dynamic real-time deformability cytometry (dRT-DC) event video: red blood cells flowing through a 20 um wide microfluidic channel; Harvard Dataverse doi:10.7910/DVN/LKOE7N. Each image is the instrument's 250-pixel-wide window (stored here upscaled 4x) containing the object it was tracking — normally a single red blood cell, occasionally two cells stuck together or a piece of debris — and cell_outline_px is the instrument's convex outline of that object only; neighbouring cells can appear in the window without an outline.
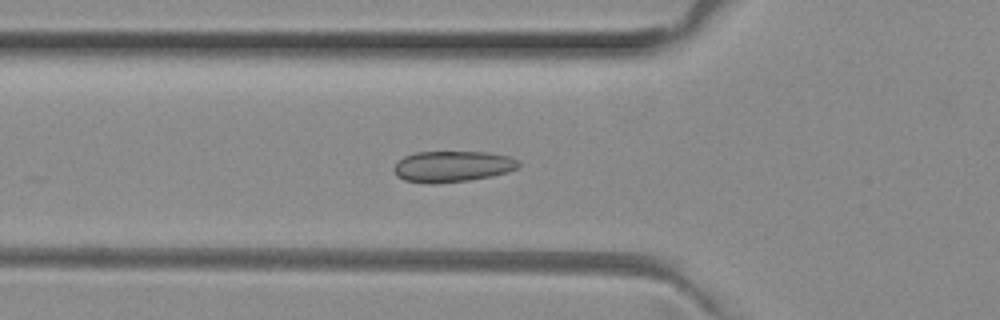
{"species": "common noctule bat (a hibernating species)", "species_latin": "Nyctalus noctula", "temperature_condition": "room temperature", "stored_images_in_passage": 41, "camera_frame_rate_fps": 3000, "um_per_image_px": 0.085, "animal": {"sex": "female", "body_mass_g": 29.2, "forearm_length_mm": 56.3}, "frame": {"image": 1, "passage_image": 6, "time_ms": 1.667, "image_size_px": [1000, 320], "cell_outline_px": [[520, 168], [508, 172], [492, 176], [468, 180], [436, 184], [428, 184], [404, 180], [396, 176], [392, 168], [404, 156], [416, 152], [488, 152], [508, 156], [520, 160]], "centroid_in_image_um": [38.47, 14.15], "position_along_channel_um": 87.3, "area_um2": 22.83}}
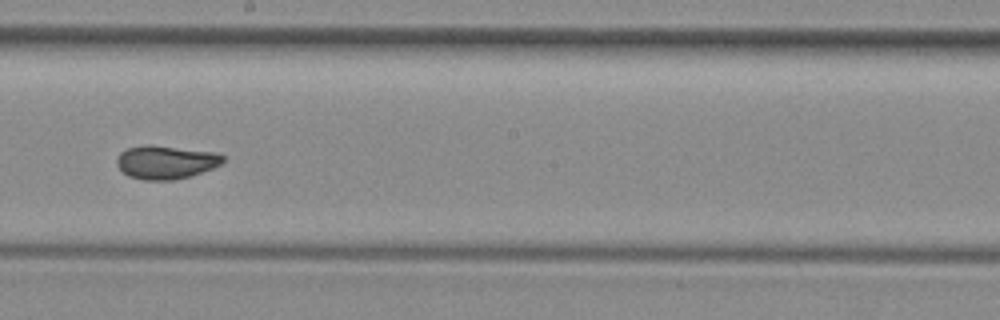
{"frame": {"image": 2, "passage_image": 17, "time_ms": 5.333, "image_size_px": [1000, 320], "cell_outline_px": [[224, 160], [220, 164], [212, 168], [192, 176], [172, 180], [144, 180], [128, 176], [116, 164], [116, 160], [120, 152], [128, 148], [148, 144], [220, 152], [224, 156]], "centroid_in_image_um": [14.12, 13.77], "position_along_channel_um": 234.1, "area_um2": 20.87}}
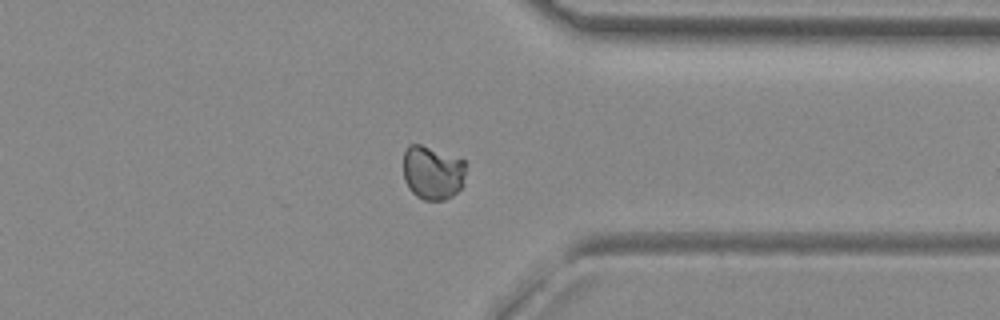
{"frame": {"image": 3, "passage_image": 28, "time_ms": 9.0, "image_size_px": [1000, 320], "cell_outline_px": [[464, 184], [452, 196], [444, 200], [424, 200], [416, 196], [408, 188], [404, 180], [404, 152], [408, 144], [420, 144], [464, 160]], "centroid_in_image_um": [36.74, 14.68], "position_along_channel_um": 374.7, "area_um2": 19.59}}